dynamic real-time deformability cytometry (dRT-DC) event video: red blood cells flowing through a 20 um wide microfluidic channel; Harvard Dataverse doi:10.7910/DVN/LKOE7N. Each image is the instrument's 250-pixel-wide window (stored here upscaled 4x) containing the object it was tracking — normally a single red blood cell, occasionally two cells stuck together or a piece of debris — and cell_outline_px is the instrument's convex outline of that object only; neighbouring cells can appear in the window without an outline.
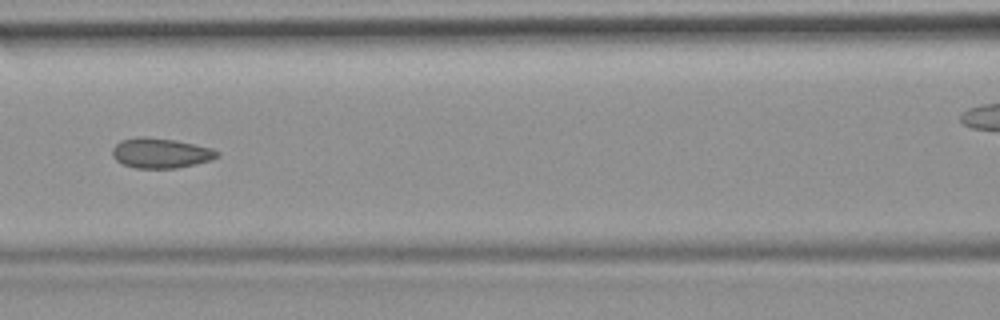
{"species": "common noctule bat (a hibernating species)", "species_latin": "Nyctalus noctula", "temperature_condition": "room temperature", "stored_images_in_passage": 4, "segment_of_instrument_passage": [1, 2], "camera_frame_rate_fps": 3000, "um_per_image_px": 0.085, "animal": {"sex": "female", "body_mass_g": 19.9}, "frame": {"image": 1, "passage_image": 3, "time_ms": 2.333, "image_size_px": [1000, 320], "cell_outline_px": [[220, 156], [212, 160], [176, 168], [136, 168], [124, 164], [116, 160], [112, 156], [112, 148], [120, 140], [136, 136], [144, 136], [176, 140], [212, 148], [220, 152]], "centroid_in_image_um": [13.66, 13.0], "position_along_channel_um": 152.9, "area_um2": 18.5}}